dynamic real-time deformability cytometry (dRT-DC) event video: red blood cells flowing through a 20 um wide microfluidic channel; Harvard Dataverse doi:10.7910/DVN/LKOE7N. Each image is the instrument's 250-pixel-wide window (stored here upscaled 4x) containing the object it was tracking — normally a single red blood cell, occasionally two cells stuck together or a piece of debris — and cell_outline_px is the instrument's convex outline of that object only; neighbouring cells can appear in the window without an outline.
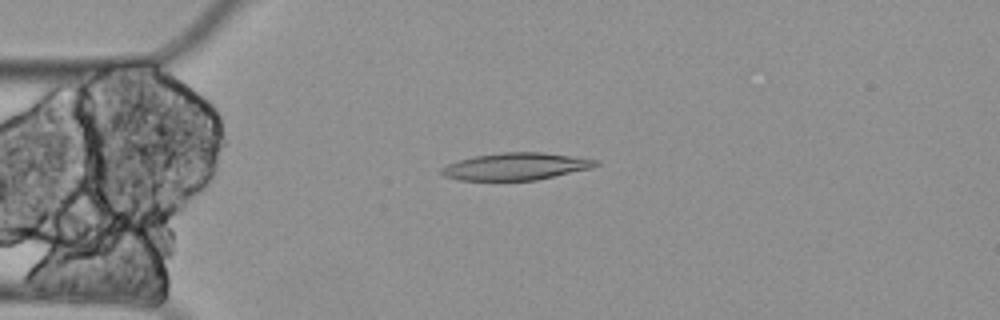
{"species": "Egyptian fruit bat (a non-hibernating species)", "species_latin": "Rousettus aegyptiacus", "temperature_condition": "cold", "stored_images_in_passage": 10, "camera_frame_rate_fps": 3000, "um_per_image_px": 0.085, "animal": {"sex": "female"}, "frame": {"image": 1, "passage_image": 4, "time_ms": 1.0, "image_size_px": [1000, 320], "cell_outline_px": [[600, 164], [592, 168], [536, 180], [460, 180], [444, 176], [440, 172], [440, 168], [448, 164], [460, 160], [476, 156], [500, 152], [540, 152], [600, 160]], "centroid_in_image_um": [43.86, 14.15], "position_along_channel_um": 41.1, "area_um2": 24.28}}
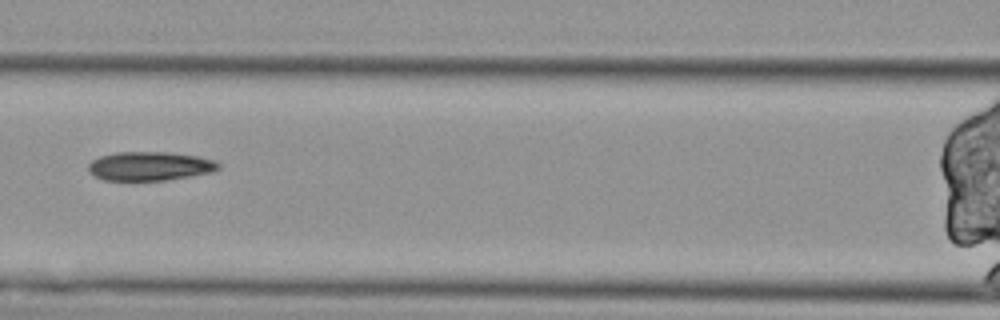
{"frame": {"image": 2, "passage_image": 7, "time_ms": 2.0, "image_size_px": [1000, 320], "cell_outline_px": [[220, 168], [212, 172], [164, 180], [104, 180], [88, 172], [88, 164], [92, 160], [100, 156], [116, 152], [168, 152], [196, 156], [216, 160], [220, 164]], "centroid_in_image_um": [12.72, 14.11], "position_along_channel_um": 153.9, "area_um2": 21.85}}
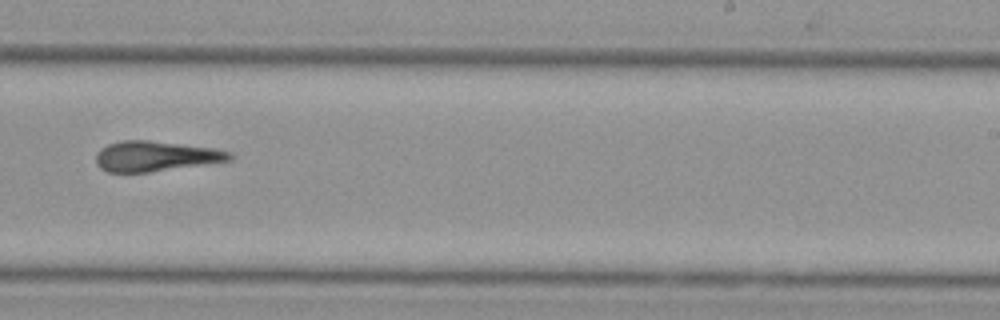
{"frame": {"image": 3, "passage_image": 10, "time_ms": 3.0, "image_size_px": [1000, 320], "cell_outline_px": [[236, 156], [232, 160], [148, 172], [108, 172], [100, 168], [96, 164], [96, 152], [100, 148], [108, 144], [120, 140], [148, 140], [216, 148], [232, 152]], "centroid_in_image_um": [13.23, 13.26], "position_along_channel_um": 275.8, "area_um2": 23.7}}